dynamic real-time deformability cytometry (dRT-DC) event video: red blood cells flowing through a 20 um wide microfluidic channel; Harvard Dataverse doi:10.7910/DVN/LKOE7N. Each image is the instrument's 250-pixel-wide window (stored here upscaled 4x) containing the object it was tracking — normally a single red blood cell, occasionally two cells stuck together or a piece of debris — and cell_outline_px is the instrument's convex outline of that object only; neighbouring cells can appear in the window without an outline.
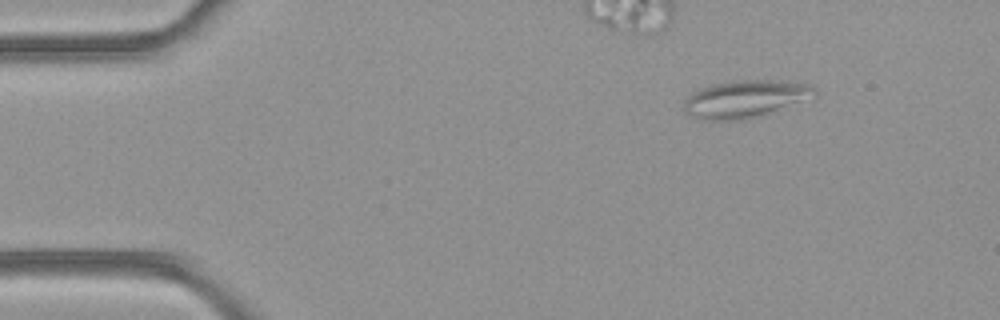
{"species": "common noctule bat (a hibernating species)", "species_latin": "Nyctalus noctula", "temperature_condition": "room temperature", "stored_images_in_passage": 16, "camera_frame_rate_fps": 3000, "um_per_image_px": 0.085, "animal": {"sex": "female", "body_mass_g": 21.9}, "frame": {"image": 1, "passage_image": 1, "time_ms": 0.0, "image_size_px": [1000, 320], "cell_outline_px": [[816, 96], [752, 116], [728, 120], [712, 120], [696, 116], [684, 112], [684, 104], [688, 96], [692, 92], [700, 88], [716, 84], [736, 80], [768, 80], [804, 84], [816, 88]], "centroid_in_image_um": [63.29, 8.37], "position_along_channel_um": 21.7, "area_um2": 26.99}}
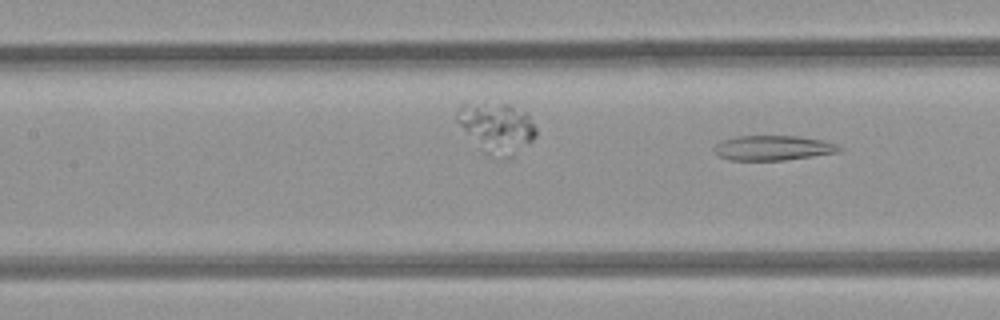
{"frame": {"image": 2, "passage_image": 16, "time_ms": 5.0, "image_size_px": [1000, 320], "cell_outline_px": [[844, 148], [840, 152], [784, 160], [728, 160], [720, 156], [712, 148], [720, 140], [736, 136], [800, 136], [824, 140], [836, 144]], "centroid_in_image_um": [65.72, 12.56], "position_along_channel_um": 141.7, "area_um2": 18.26}}